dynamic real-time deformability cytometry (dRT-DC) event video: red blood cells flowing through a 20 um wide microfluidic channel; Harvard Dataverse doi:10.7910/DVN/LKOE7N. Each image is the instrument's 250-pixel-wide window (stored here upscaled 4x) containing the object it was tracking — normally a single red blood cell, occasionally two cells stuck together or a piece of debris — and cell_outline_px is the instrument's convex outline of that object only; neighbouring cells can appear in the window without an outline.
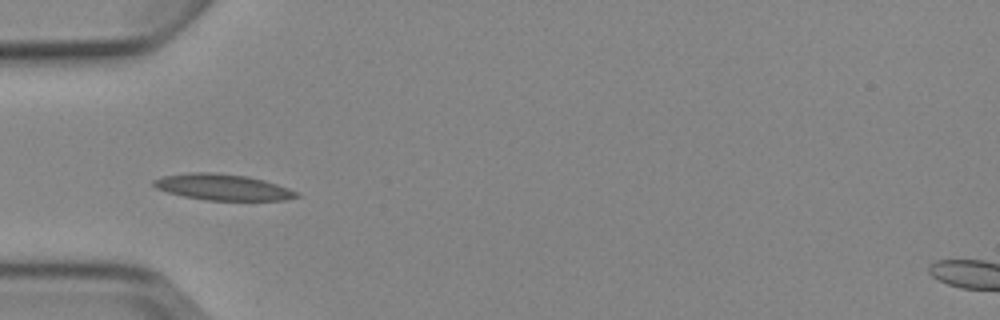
{"species": "Egyptian fruit bat (a non-hibernating species)", "species_latin": "Rousettus aegyptiacus", "temperature_condition": "cold", "stored_images_in_passage": 5, "camera_frame_rate_fps": 3000, "um_per_image_px": 0.085, "animal": {"sex": "female"}, "frame": {"image": 1, "passage_image": 4, "time_ms": 4.333, "image_size_px": [1000, 320], "cell_outline_px": [[300, 196], [284, 200], [208, 200], [184, 196], [168, 192], [156, 188], [152, 184], [152, 180], [160, 176], [188, 172], [216, 172], [248, 176], [264, 180], [300, 192]], "centroid_in_image_um": [18.91, 15.89], "position_along_channel_um": 66.1, "area_um2": 21.85}}
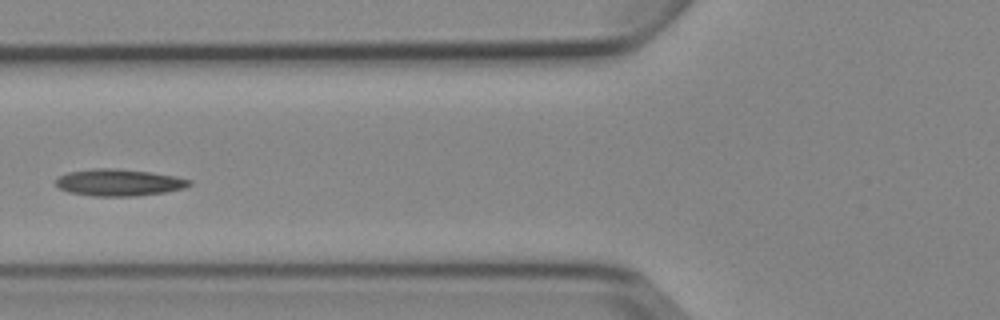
{"frame": {"image": 2, "passage_image": 5, "time_ms": 5.667, "image_size_px": [1000, 320], "cell_outline_px": [[192, 184], [184, 188], [164, 192], [136, 196], [92, 196], [68, 192], [60, 188], [56, 184], [56, 180], [60, 176], [68, 172], [96, 168], [116, 168], [152, 172], [176, 176], [192, 180]], "centroid_in_image_um": [10.14, 15.51], "position_along_channel_um": 115.7, "area_um2": 20.92}}